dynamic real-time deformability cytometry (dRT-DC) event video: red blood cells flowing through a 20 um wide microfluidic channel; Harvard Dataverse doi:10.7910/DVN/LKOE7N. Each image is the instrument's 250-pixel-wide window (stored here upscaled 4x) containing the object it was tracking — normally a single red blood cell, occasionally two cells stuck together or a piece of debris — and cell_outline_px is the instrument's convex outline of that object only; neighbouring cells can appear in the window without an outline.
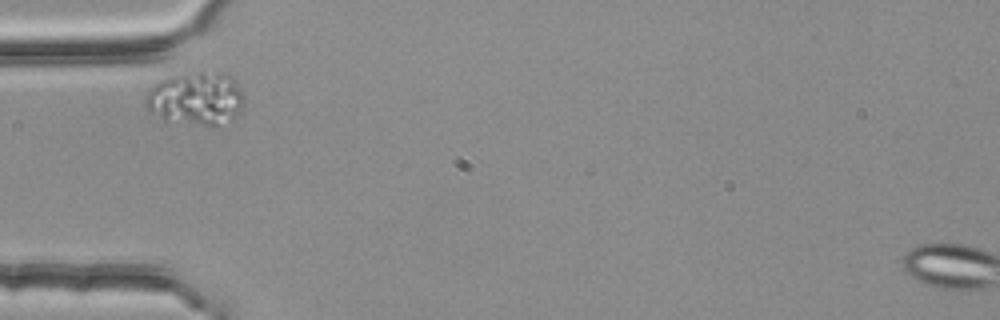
{"species": "common noctule bat (a hibernating species)", "species_latin": "Nyctalus noctula", "temperature_condition": "room temperature", "stored_images_in_passage": 2, "camera_frame_rate_fps": 3000, "um_per_image_px": 0.085, "animal": {"sex": "female", "body_mass_g": 25.1}, "frame": {"image": 1, "passage_image": 1, "time_ms": 0.0, "image_size_px": [1000, 320], "cell_outline_px": [[244, 100], [240, 112], [236, 116], [216, 128], [212, 128], [164, 124], [148, 112], [144, 108], [144, 96], [160, 80], [176, 76], [200, 72], [228, 72], [232, 76], [240, 88], [244, 96]], "centroid_in_image_um": [16.62, 8.48], "position_along_channel_um": 68.4, "area_um2": 32.08}}
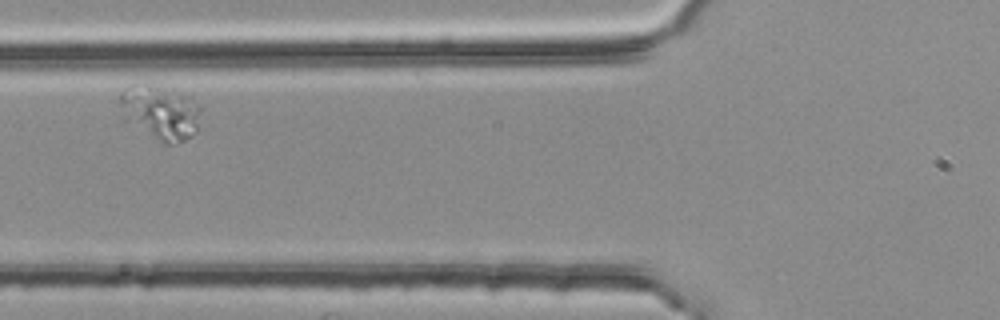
{"frame": {"image": 2, "passage_image": 2, "time_ms": 0.333, "image_size_px": [1000, 320], "cell_outline_px": [[200, 108], [196, 132], [192, 136], [184, 140], [172, 144], [164, 144], [136, 116], [144, 80], [192, 96]], "centroid_in_image_um": [14.27, 9.61], "position_along_channel_um": 111.5, "area_um2": 20.17}}